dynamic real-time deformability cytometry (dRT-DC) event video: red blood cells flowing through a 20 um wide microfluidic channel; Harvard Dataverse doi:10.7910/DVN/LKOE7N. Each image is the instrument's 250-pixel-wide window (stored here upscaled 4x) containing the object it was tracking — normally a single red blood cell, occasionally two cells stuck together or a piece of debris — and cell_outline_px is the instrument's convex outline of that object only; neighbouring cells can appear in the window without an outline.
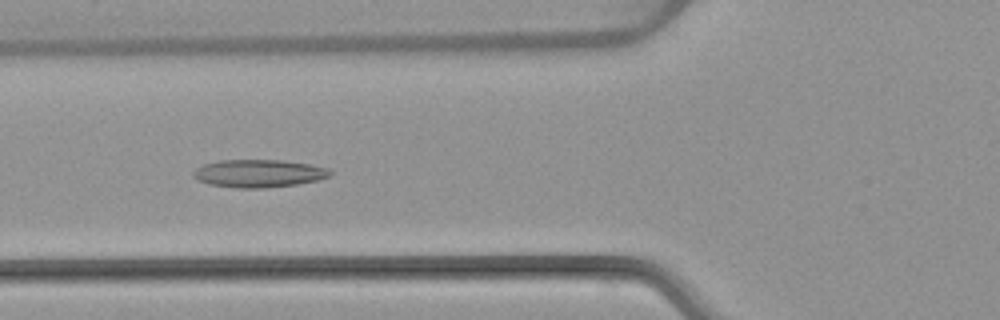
{"species": "common noctule bat (a hibernating species)", "species_latin": "Nyctalus noctula", "temperature_condition": "warm", "stored_images_in_passage": 52, "camera_frame_rate_fps": 3000, "um_per_image_px": 0.085, "animal": {"sex": "female", "body_mass_g": 22.7, "forearm_length_mm": 54.2}, "frame": {"image": 1, "passage_image": 19, "time_ms": 6.0, "image_size_px": [1000, 320], "cell_outline_px": [[332, 172], [328, 176], [316, 180], [296, 184], [264, 188], [236, 188], [208, 184], [196, 180], [192, 176], [192, 172], [196, 168], [204, 164], [220, 160], [284, 160], [308, 164], [328, 168]], "centroid_in_image_um": [21.93, 14.74], "position_along_channel_um": 103.9, "area_um2": 22.14}}
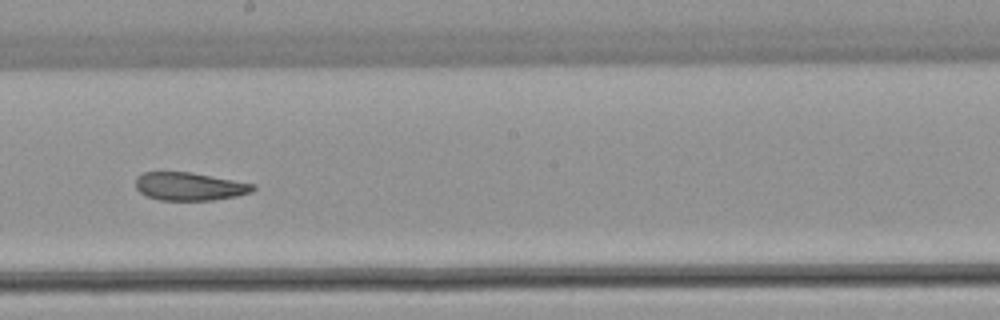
{"frame": {"image": 2, "passage_image": 29, "time_ms": 9.333, "image_size_px": [1000, 320], "cell_outline_px": [[256, 188], [252, 192], [236, 196], [212, 200], [160, 200], [148, 196], [140, 192], [136, 188], [136, 176], [144, 172], [192, 172], [256, 184]], "centroid_in_image_um": [16.13, 15.84], "position_along_channel_um": 232.1, "area_um2": 19.25}}
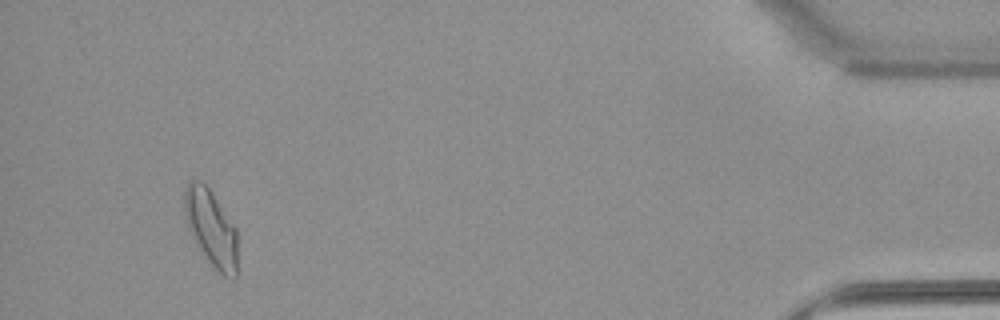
{"frame": {"image": 3, "passage_image": 49, "time_ms": 16.0, "image_size_px": [1000, 320], "cell_outline_px": [[236, 276], [232, 280], [224, 276], [208, 260], [192, 236], [188, 228], [184, 212], [184, 192], [188, 180], [200, 180], [208, 188], [236, 228]], "centroid_in_image_um": [17.92, 19.36], "position_along_channel_um": 417.3, "area_um2": 23.12}, "authors_computed_cell_mechanics": {"area_um2": 21.386, "velocity_mm_per_s": 3.8473, "shape_relaxation_time_tau1_ms": null, "shape_relaxation_time_tau2_ms": 4.8568, "deformation_change_tau1": null, "deformation_change_tau2": 0.1353}}